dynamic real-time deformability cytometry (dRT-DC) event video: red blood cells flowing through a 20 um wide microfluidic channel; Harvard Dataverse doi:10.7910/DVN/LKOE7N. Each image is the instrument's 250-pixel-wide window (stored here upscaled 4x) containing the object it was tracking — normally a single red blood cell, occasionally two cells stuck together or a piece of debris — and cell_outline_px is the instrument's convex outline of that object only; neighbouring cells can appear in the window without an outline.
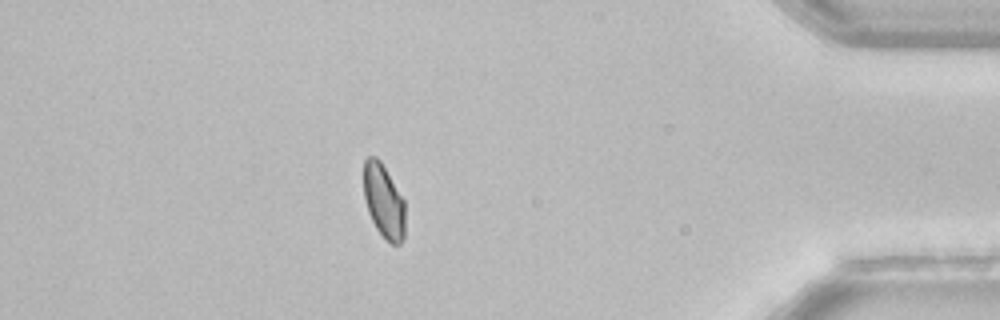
{"species": "common noctule bat (a hibernating species)", "species_latin": "Nyctalus noctula", "temperature_condition": "room temperature", "stored_images_in_passage": 55, "camera_frame_rate_fps": 3000, "um_per_image_px": 0.085, "animal": {"sex": "female", "body_mass_g": 22.7, "forearm_length_mm": 54.2}, "frame": {"image": 1, "passage_image": 47, "time_ms": 15.333, "image_size_px": [1000, 320], "cell_outline_px": [[404, 240], [400, 244], [392, 244], [376, 228], [368, 212], [364, 200], [364, 160], [368, 156], [376, 156], [380, 160], [404, 200]], "centroid_in_image_um": [32.61, 17.08], "position_along_channel_um": 402.6, "area_um2": 17.69}, "authors_computed_cell_mechanics": {"area_um2": 19.363, "velocity_mm_per_s": 3.8317, "shape_relaxation_time_tau1_ms": 6.2025, "shape_relaxation_time_tau2_ms": null, "deformation_change_tau1": 0.0912, "deformation_change_tau2": null}}